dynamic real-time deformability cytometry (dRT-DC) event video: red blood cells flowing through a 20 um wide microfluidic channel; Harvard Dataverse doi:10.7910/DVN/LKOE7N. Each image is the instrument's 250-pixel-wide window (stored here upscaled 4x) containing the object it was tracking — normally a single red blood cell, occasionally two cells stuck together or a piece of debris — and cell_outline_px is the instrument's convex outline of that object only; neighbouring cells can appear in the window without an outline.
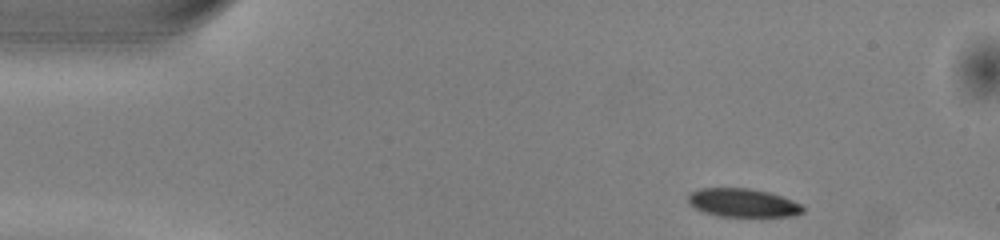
{"species": "common noctule bat (a hibernating species)", "species_latin": "Nyctalus noctula", "temperature_condition": "warm", "stored_images_in_passage": 40, "camera_frame_rate_fps": 3000, "um_per_image_px": 0.085, "animal": {"sex": "male", "body_mass_g": 13.0, "forearm_length_mm": 53.1}, "frame": {"image": 1, "passage_image": 1, "time_ms": 0.0, "image_size_px": [1000, 240], "cell_outline_px": [[804, 212], [788, 216], [716, 216], [704, 212], [688, 204], [688, 196], [692, 192], [700, 188], [748, 188], [768, 192], [780, 196], [800, 204], [804, 208]], "centroid_in_image_um": [63.1, 17.24], "position_along_channel_um": 21.9, "area_um2": 18.79}}
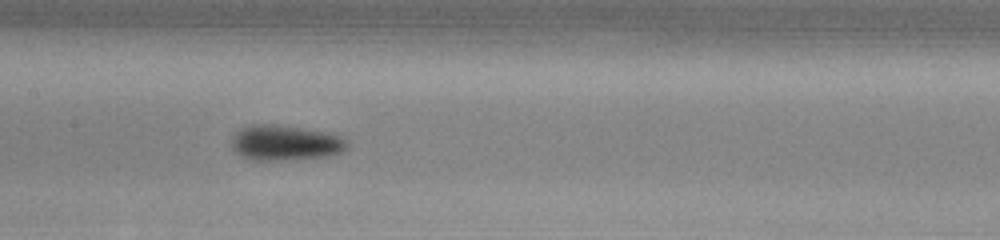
{"frame": {"image": 2, "passage_image": 19, "time_ms": 6.0, "image_size_px": [1000, 240], "cell_outline_px": [[348, 148], [340, 152], [328, 156], [280, 160], [252, 160], [240, 156], [232, 148], [232, 136], [240, 128], [248, 124], [276, 124], [332, 132], [344, 136], [348, 140]], "centroid_in_image_um": [24.27, 12.11], "position_along_channel_um": 183.1, "area_um2": 24.28}}
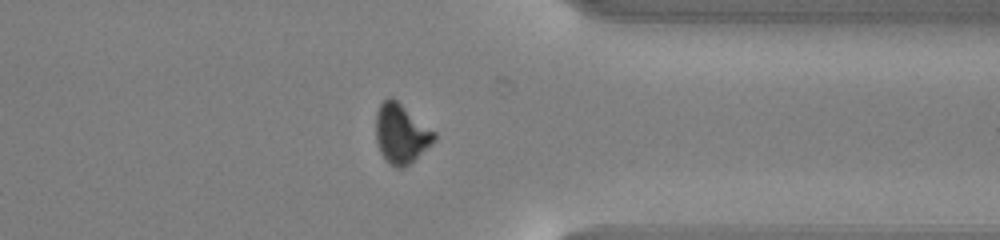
{"frame": {"image": 3, "passage_image": 34, "time_ms": 11.0, "image_size_px": [1000, 240], "cell_outline_px": [[436, 140], [432, 144], [404, 168], [396, 168], [388, 164], [384, 160], [380, 152], [376, 140], [376, 112], [380, 104], [388, 96], [392, 96], [436, 132]], "centroid_in_image_um": [34.08, 11.36], "position_along_channel_um": 377.3, "area_um2": 20.46}, "authors_computed_cell_mechanics": {"area_um2": 21.097, "velocity_mm_per_s": 4.0369, "shape_relaxation_time_tau1_ms": 2.5685, "shape_relaxation_time_tau2_ms": null, "deformation_change_tau1": 0.1053, "deformation_change_tau2": null}}